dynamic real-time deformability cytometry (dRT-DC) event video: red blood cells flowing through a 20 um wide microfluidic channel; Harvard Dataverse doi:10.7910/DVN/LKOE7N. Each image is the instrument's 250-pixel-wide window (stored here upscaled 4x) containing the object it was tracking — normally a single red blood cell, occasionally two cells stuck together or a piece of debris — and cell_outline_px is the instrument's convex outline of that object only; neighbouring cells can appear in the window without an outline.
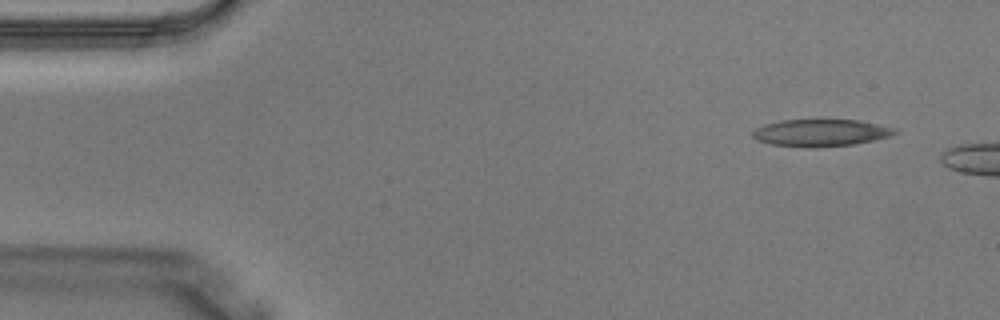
{"species": "Egyptian fruit bat (a non-hibernating species)", "species_latin": "Rousettus aegyptiacus", "temperature_condition": "warm", "stored_images_in_passage": 2, "camera_frame_rate_fps": 3000, "um_per_image_px": 0.085, "animal": {"sex": "male"}, "frame": {"image": 1, "passage_image": 1, "time_ms": 0.0, "image_size_px": [1000, 320], "cell_outline_px": [[900, 132], [892, 136], [852, 144], [816, 148], [808, 148], [772, 144], [756, 140], [752, 136], [752, 132], [756, 128], [764, 124], [784, 120], [860, 120], [896, 128]], "centroid_in_image_um": [69.78, 11.29], "position_along_channel_um": 15.2, "area_um2": 22.54}}